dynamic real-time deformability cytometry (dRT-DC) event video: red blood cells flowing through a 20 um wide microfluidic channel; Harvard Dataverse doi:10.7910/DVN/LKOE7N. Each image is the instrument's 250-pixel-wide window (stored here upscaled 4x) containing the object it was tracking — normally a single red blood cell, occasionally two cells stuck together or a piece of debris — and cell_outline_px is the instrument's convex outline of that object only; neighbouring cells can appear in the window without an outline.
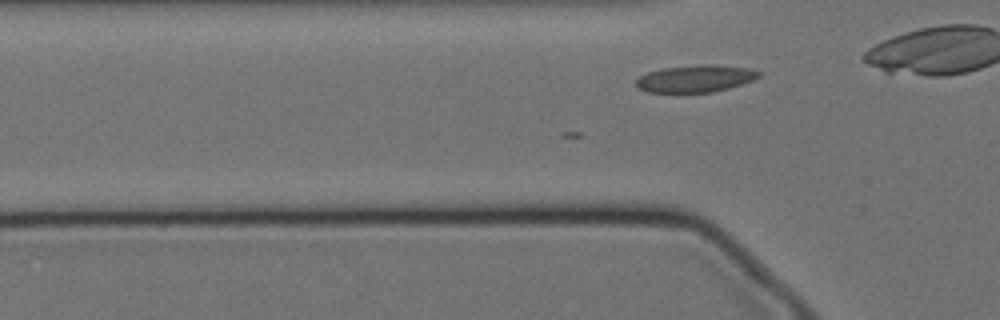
{"species": "Egyptian fruit bat (a non-hibernating species)", "species_latin": "Rousettus aegyptiacus", "temperature_condition": "cold", "stored_images_in_passage": 31, "camera_frame_rate_fps": 3000, "um_per_image_px": 0.085, "animal": {"sex": "female"}, "frame": {"image": 1, "passage_image": 3, "time_ms": 0.667, "image_size_px": [1000, 320], "cell_outline_px": [[760, 76], [752, 80], [728, 88], [712, 92], [648, 92], [640, 88], [636, 84], [636, 80], [640, 76], [648, 72], [664, 68], [700, 64], [712, 64], [752, 68], [760, 72]], "centroid_in_image_um": [59.14, 6.66], "position_along_channel_um": 66.7, "area_um2": 19.25}}
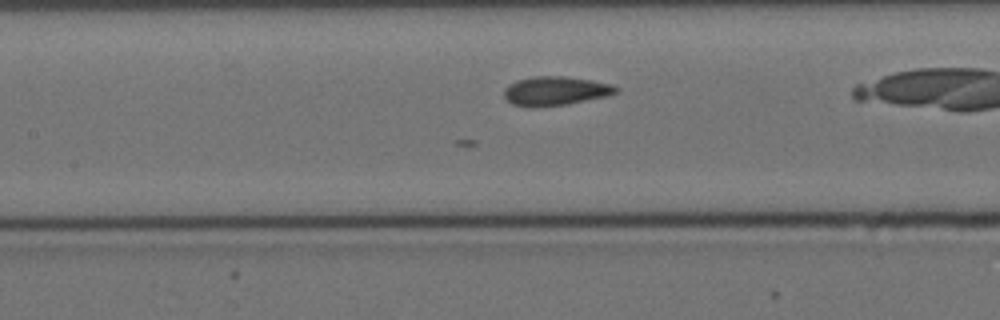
{"frame": {"image": 2, "passage_image": 11, "time_ms": 3.333, "image_size_px": [1000, 320], "cell_outline_px": [[620, 92], [608, 96], [568, 104], [532, 108], [528, 108], [512, 104], [504, 96], [504, 88], [508, 84], [516, 80], [532, 76], [564, 76], [592, 80], [612, 84], [620, 88]], "centroid_in_image_um": [47.22, 7.73], "position_along_channel_um": 160.2, "area_um2": 19.36}}
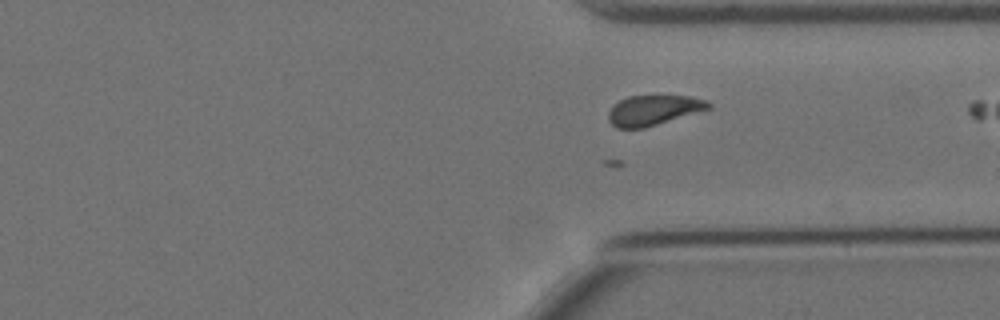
{"frame": {"image": 3, "passage_image": 28, "time_ms": 9.0, "image_size_px": [1000, 320], "cell_outline_px": [[712, 108], [644, 128], [616, 128], [608, 120], [608, 112], [612, 104], [628, 96], [688, 96], [704, 100], [712, 104]], "centroid_in_image_um": [55.51, 9.37], "position_along_channel_um": 355.9, "area_um2": 17.51}}